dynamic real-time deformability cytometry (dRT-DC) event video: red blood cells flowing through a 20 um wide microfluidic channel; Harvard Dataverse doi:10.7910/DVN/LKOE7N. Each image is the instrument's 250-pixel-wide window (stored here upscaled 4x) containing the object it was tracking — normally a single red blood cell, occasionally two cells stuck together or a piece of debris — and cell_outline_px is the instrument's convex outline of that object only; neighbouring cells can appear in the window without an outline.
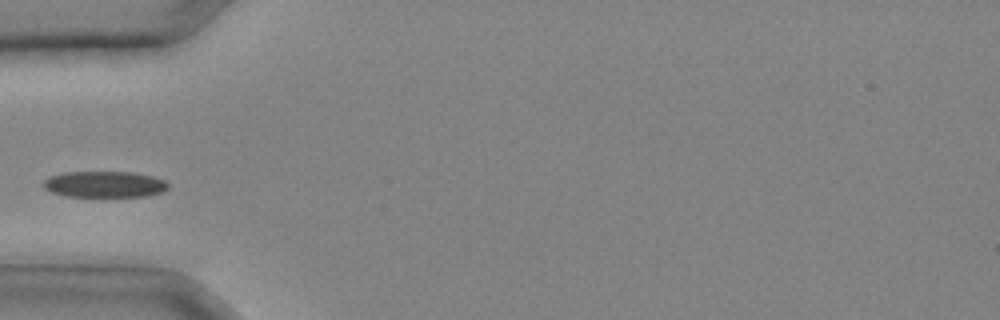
{"species": "common noctule bat (a hibernating species)", "species_latin": "Nyctalus noctula", "temperature_condition": "cold", "stored_images_in_passage": 22, "camera_frame_rate_fps": 3000, "um_per_image_px": 0.085, "animal": {"sex": "male", "body_mass_g": 20.4}, "frame": {"image": 1, "passage_image": 1, "time_ms": 0.0, "image_size_px": [1000, 320], "cell_outline_px": [[168, 188], [160, 192], [148, 196], [64, 196], [52, 192], [44, 188], [44, 180], [48, 176], [64, 172], [132, 172], [152, 176], [164, 180], [168, 184]], "centroid_in_image_um": [8.86, 15.66], "position_along_channel_um": 76.1, "area_um2": 18.96}}
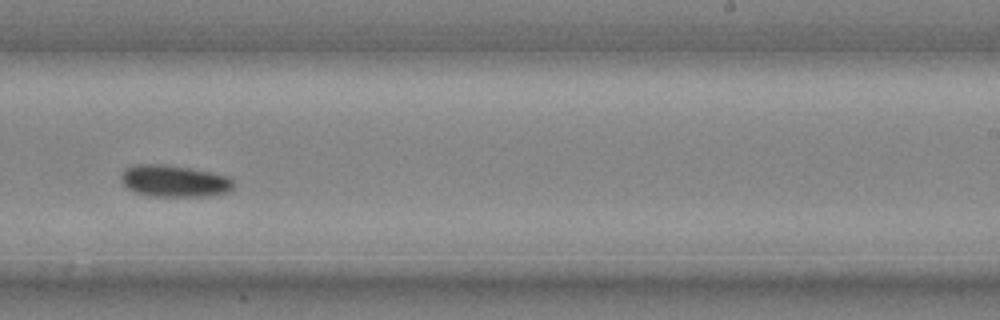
{"frame": {"image": 2, "passage_image": 11, "time_ms": 3.333, "image_size_px": [1000, 320], "cell_outline_px": [[236, 184], [228, 192], [212, 196], [148, 196], [132, 192], [120, 180], [120, 172], [124, 168], [132, 164], [164, 164], [192, 168], [212, 172], [228, 176]], "centroid_in_image_um": [14.78, 15.38], "position_along_channel_um": 274.2, "area_um2": 21.39}}
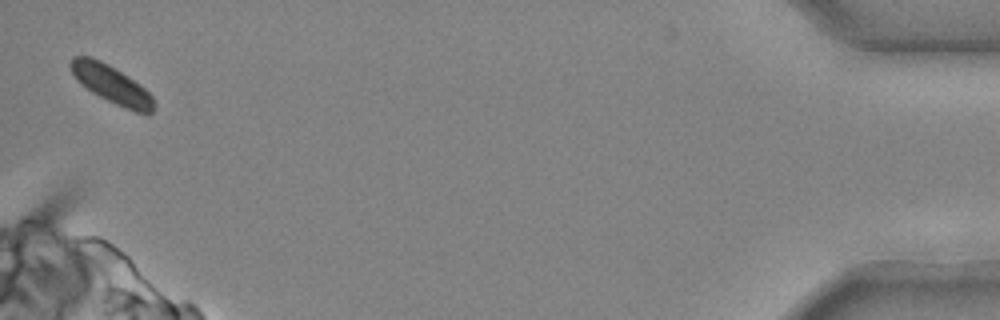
{"frame": {"image": 3, "passage_image": 22, "time_ms": 7.0, "image_size_px": [1000, 320], "cell_outline_px": [[156, 104], [152, 112], [148, 116], [124, 108], [92, 92], [76, 80], [68, 64], [72, 56], [88, 56], [100, 60], [108, 64], [128, 76], [140, 84], [152, 96]], "centroid_in_image_um": [9.49, 7.18], "position_along_channel_um": 425.7, "area_um2": 18.5}}